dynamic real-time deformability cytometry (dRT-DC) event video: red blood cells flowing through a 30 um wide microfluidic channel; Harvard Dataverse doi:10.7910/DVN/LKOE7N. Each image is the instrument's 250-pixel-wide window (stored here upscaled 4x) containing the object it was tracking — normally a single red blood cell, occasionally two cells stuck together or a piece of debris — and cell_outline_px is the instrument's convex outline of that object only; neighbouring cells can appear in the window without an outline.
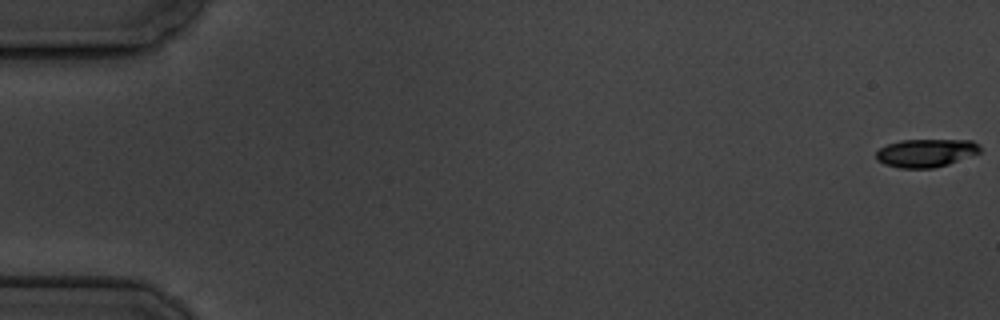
{"species": "common noctule bat (a hibernating species)", "species_latin": "Nyctalus noctula", "temperature_condition": "cold", "stored_images_in_passage": 6, "camera_frame_rate_fps": 3000, "um_per_image_px": 0.085, "animal": {"sex": "male", "body_mass_g": 19.5, "forearm_length_mm": 54.6}, "frame": {"image": 1, "passage_image": 1, "time_ms": 0.0, "image_size_px": [1000, 320], "cell_outline_px": [[980, 152], [948, 164], [932, 168], [900, 168], [884, 164], [876, 160], [876, 152], [880, 148], [888, 144], [900, 140], [972, 140], [980, 148]], "centroid_in_image_um": [78.66, 13.0], "position_along_channel_um": 6.3, "area_um2": 16.88}}
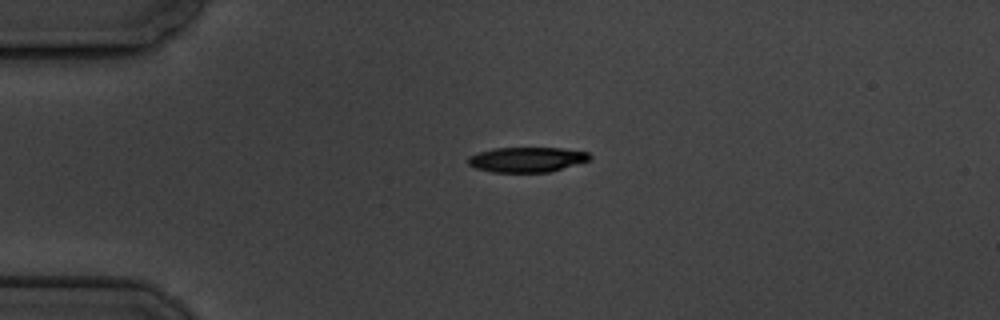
{"frame": {"image": 2, "passage_image": 5, "time_ms": 4.667, "image_size_px": [1000, 320], "cell_outline_px": [[592, 156], [588, 160], [548, 172], [492, 172], [476, 168], [468, 164], [468, 156], [492, 148], [564, 148], [588, 152]], "centroid_in_image_um": [44.76, 13.55], "position_along_channel_um": 40.2, "area_um2": 17.57}}
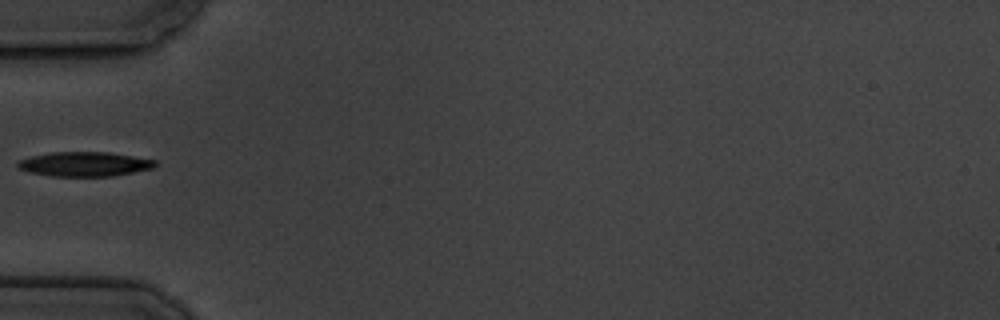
{"frame": {"image": 3, "passage_image": 6, "time_ms": 6.667, "image_size_px": [1000, 320], "cell_outline_px": [[156, 164], [152, 168], [112, 176], [52, 176], [28, 172], [20, 168], [16, 164], [16, 160], [32, 156], [52, 152], [108, 152], [156, 160]], "centroid_in_image_um": [7.14, 13.94], "position_along_channel_um": 77.9, "area_um2": 19.48}}